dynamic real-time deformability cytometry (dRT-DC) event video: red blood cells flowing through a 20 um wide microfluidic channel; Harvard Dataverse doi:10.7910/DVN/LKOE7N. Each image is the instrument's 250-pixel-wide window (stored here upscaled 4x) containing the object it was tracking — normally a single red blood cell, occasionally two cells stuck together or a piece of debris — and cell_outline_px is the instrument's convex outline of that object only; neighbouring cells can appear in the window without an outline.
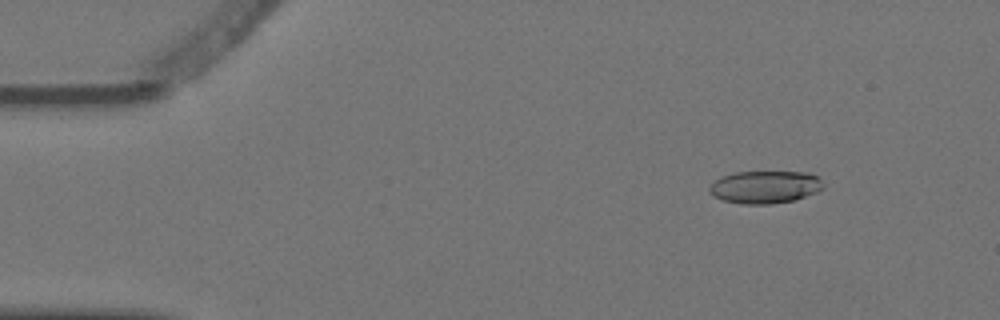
{"species": "Egyptian fruit bat (a non-hibernating species)", "species_latin": "Rousettus aegyptiacus", "temperature_condition": "warm", "stored_images_in_passage": 5, "segment_of_instrument_passage": [2, 2], "camera_frame_rate_fps": 3000, "um_per_image_px": 0.085, "animal": {"sex": "female"}, "frame": {"image": 1, "passage_image": 5, "time_ms": 1.333, "image_size_px": [1000, 320], "cell_outline_px": [[824, 188], [816, 192], [796, 200], [768, 204], [740, 204], [724, 200], [708, 192], [708, 188], [716, 180], [724, 176], [736, 172], [808, 172], [816, 176], [824, 184]], "centroid_in_image_um": [65.05, 15.9], "position_along_channel_um": 19.9, "area_um2": 21.5}}